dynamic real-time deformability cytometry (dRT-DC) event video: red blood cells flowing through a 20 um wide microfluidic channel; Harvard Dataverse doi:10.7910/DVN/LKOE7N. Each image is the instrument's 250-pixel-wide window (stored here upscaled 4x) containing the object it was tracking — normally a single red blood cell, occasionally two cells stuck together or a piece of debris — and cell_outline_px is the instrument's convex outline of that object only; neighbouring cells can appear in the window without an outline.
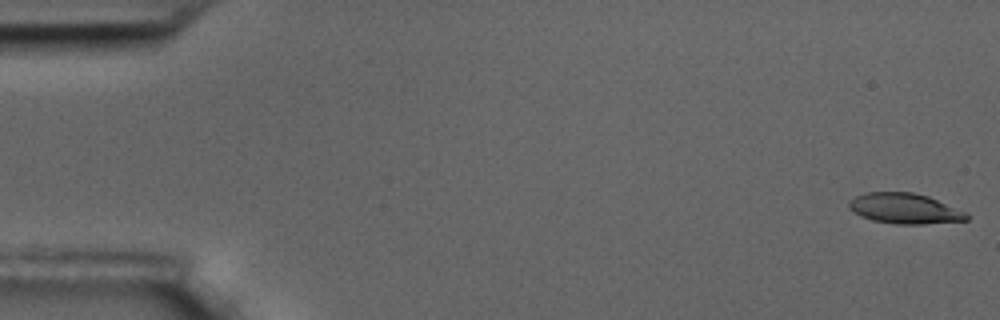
{"species": "common noctule bat (a hibernating species)", "species_latin": "Nyctalus noctula", "temperature_condition": "room temperature", "stored_images_in_passage": 58, "camera_frame_rate_fps": 3000, "um_per_image_px": 0.085, "animal": {"sex": "male", "body_mass_g": 17.5, "forearm_length_mm": 52.3}, "frame": {"image": 1, "passage_image": 1, "time_ms": 0.0, "image_size_px": [1000, 320], "cell_outline_px": [[968, 220], [924, 224], [896, 224], [872, 220], [860, 216], [852, 212], [848, 208], [848, 200], [864, 192], [912, 192], [928, 196], [968, 212]], "centroid_in_image_um": [76.88, 17.72], "position_along_channel_um": 8.1, "area_um2": 21.1}}
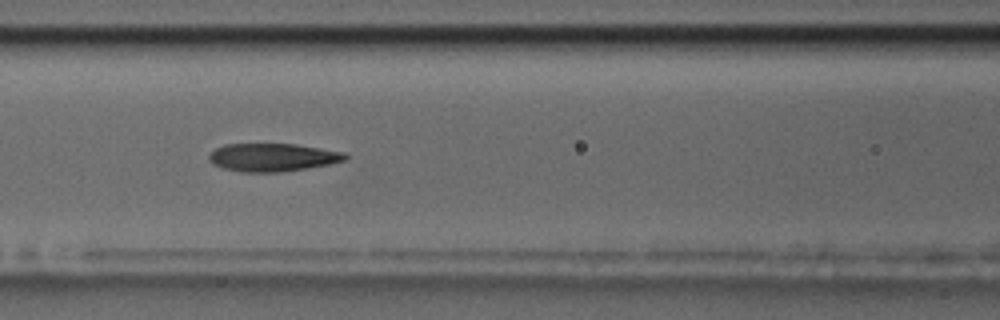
{"frame": {"image": 2, "passage_image": 25, "time_ms": 8.0, "image_size_px": [1000, 320], "cell_outline_px": [[348, 156], [344, 160], [328, 164], [308, 168], [280, 172], [244, 172], [224, 168], [212, 164], [208, 160], [208, 156], [216, 148], [224, 144], [296, 144], [344, 152]], "centroid_in_image_um": [23.15, 13.37], "position_along_channel_um": 143.5, "area_um2": 22.14}}
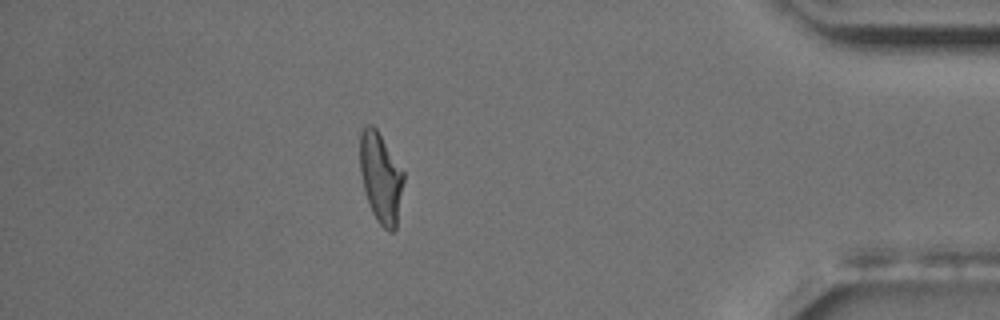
{"frame": {"image": 3, "passage_image": 51, "time_ms": 16.667, "image_size_px": [1000, 320], "cell_outline_px": [[404, 180], [396, 228], [392, 232], [388, 232], [376, 220], [372, 212], [364, 188], [360, 172], [360, 132], [368, 124], [372, 124], [376, 128], [404, 172]], "centroid_in_image_um": [32.37, 15.11], "position_along_channel_um": 402.8, "area_um2": 22.77}, "authors_computed_cell_mechanics": {"area_um2": 22.6865, "velocity_mm_per_s": 3.4888, "shape_relaxation_time_tau1_ms": 8.3397, "shape_relaxation_time_tau2_ms": 2.4691, "deformation_change_tau1": 0.2306, "deformation_change_tau2": 0.1112}}